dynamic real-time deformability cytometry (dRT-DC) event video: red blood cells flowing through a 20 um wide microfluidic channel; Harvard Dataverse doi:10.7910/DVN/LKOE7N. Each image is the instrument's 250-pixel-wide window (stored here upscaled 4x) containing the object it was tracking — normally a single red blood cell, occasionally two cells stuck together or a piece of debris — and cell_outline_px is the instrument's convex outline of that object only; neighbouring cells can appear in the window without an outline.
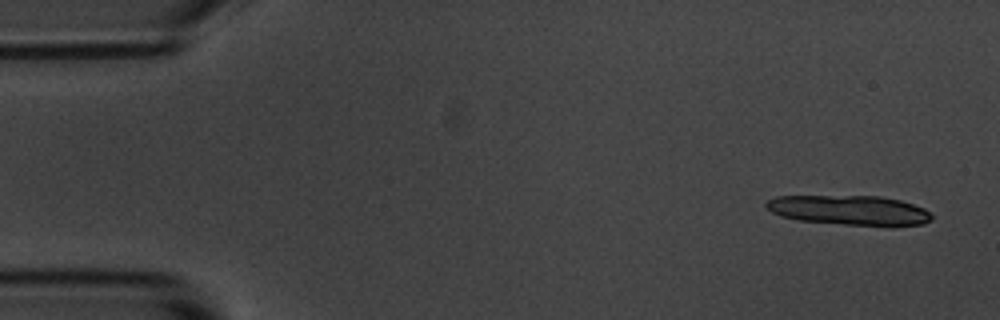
{"species": "common noctule bat (a hibernating species)", "species_latin": "Nyctalus noctula", "temperature_condition": "room temperature", "stored_images_in_passage": 5, "camera_frame_rate_fps": 3000, "um_per_image_px": 0.085, "animal": {"sex": "male", "body_mass_g": 20.1, "forearm_length_mm": 53.5}, "frame": {"image": 1, "passage_image": 1, "time_ms": 0.0, "image_size_px": [1000, 320], "cell_outline_px": [[932, 220], [924, 224], [892, 228], [844, 224], [800, 220], [780, 216], [772, 212], [764, 204], [768, 200], [776, 196], [880, 196], [900, 200], [924, 208], [932, 216]], "centroid_in_image_um": [72.28, 17.89], "position_along_channel_um": 12.7, "area_um2": 29.13}}